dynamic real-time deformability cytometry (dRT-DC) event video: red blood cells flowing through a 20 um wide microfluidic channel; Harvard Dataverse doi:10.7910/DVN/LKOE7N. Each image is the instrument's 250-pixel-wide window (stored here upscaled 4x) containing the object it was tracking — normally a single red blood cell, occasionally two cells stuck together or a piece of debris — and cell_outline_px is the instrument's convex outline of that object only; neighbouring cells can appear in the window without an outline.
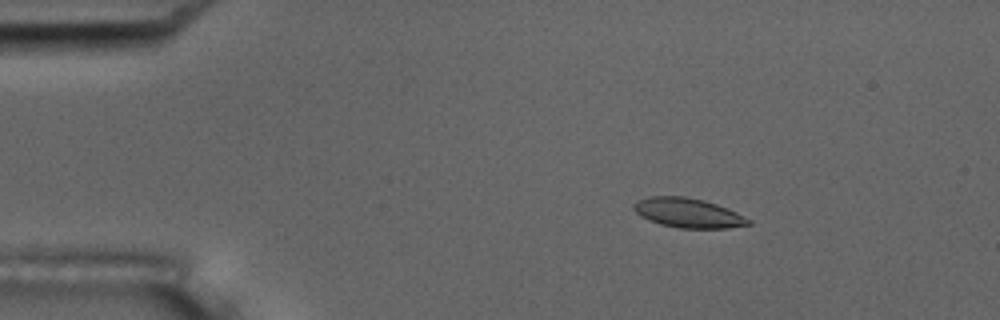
{"species": "common noctule bat (a hibernating species)", "species_latin": "Nyctalus noctula", "temperature_condition": "room temperature", "stored_images_in_passage": 5, "camera_frame_rate_fps": 3000, "um_per_image_px": 0.085, "animal": {"sex": "male", "body_mass_g": 17.5, "forearm_length_mm": 52.3}, "frame": {"image": 1, "passage_image": 3, "time_ms": 0.667, "image_size_px": [1000, 320], "cell_outline_px": [[752, 224], [728, 228], [680, 228], [660, 224], [640, 216], [632, 208], [632, 204], [636, 200], [652, 196], [684, 196], [704, 200], [716, 204], [736, 212], [752, 220]], "centroid_in_image_um": [58.48, 18.09], "position_along_channel_um": 26.5, "area_um2": 19.77}}